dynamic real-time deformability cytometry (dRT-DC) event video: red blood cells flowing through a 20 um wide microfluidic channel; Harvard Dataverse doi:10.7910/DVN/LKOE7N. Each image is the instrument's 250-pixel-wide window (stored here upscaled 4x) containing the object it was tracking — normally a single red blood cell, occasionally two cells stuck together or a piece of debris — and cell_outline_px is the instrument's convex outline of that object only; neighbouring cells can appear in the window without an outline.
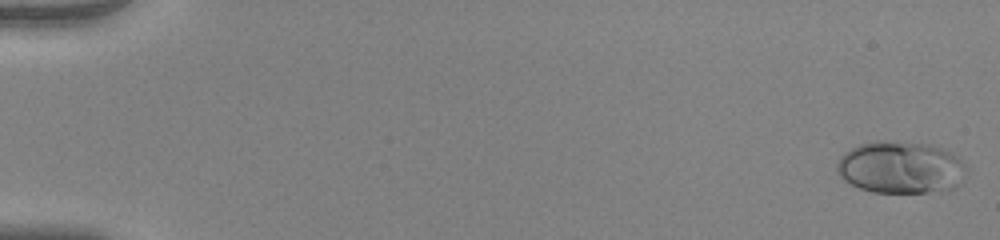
{"species": "human", "species_latin": "Homo sapiens", "temperature_condition": "warm", "stored_images_in_passage": 53, "camera_frame_rate_fps": 3000, "um_per_image_px": 0.085, "donor": {"sex": "female"}, "frame": {"image": 1, "passage_image": 1, "time_ms": 0.0, "image_size_px": [1000, 240], "cell_outline_px": [[968, 168], [940, 188], [928, 192], [872, 192], [860, 188], [844, 180], [836, 172], [836, 164], [840, 156], [844, 152], [860, 144], [876, 140], [880, 140], [932, 144], [944, 148], [952, 152]], "centroid_in_image_um": [76.39, 14.17], "position_along_channel_um": 8.6, "area_um2": 38.26}}
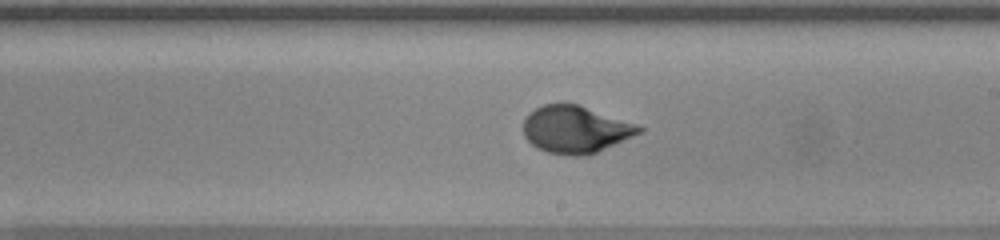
{"frame": {"image": 2, "passage_image": 32, "time_ms": 10.333, "image_size_px": [1000, 240], "cell_outline_px": [[644, 132], [588, 156], [572, 156], [548, 152], [536, 148], [524, 136], [524, 120], [536, 108], [544, 104], [580, 104], [636, 124], [644, 128]], "centroid_in_image_um": [48.96, 11.02], "position_along_channel_um": 240.0, "area_um2": 31.85}}
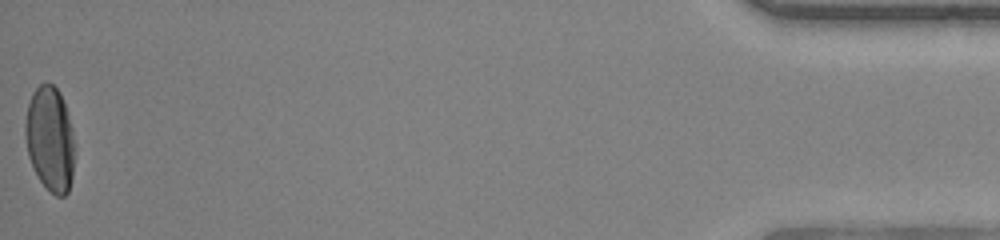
{"frame": {"image": 3, "passage_image": 53, "time_ms": 17.333, "image_size_px": [1000, 240], "cell_outline_px": [[72, 176], [68, 192], [64, 196], [56, 196], [40, 180], [28, 156], [24, 136], [24, 124], [28, 104], [32, 92], [40, 84], [52, 84], [60, 92], [68, 112], [72, 128]], "centroid_in_image_um": [4.22, 11.77], "position_along_channel_um": 431.0, "area_um2": 29.82}, "authors_computed_cell_mechanics": {"area_um2": 32.1368, "velocity_mm_per_s": 3.9744, "shape_relaxation_time_tau1_ms": 4.6415, "shape_relaxation_time_tau2_ms": null, "deformation_change_tau1": 0.2356, "deformation_change_tau2": null}}